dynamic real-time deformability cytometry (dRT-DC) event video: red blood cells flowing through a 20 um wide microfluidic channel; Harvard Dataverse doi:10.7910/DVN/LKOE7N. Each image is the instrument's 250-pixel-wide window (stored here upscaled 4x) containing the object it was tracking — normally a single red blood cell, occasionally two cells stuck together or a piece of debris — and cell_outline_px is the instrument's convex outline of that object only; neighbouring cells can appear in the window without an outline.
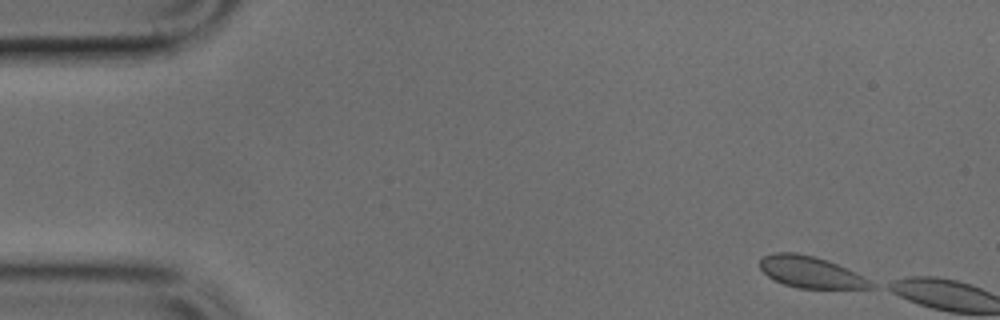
{"species": "common noctule bat (a hibernating species)", "species_latin": "Nyctalus noctula", "temperature_condition": "cold", "stored_images_in_passage": 2, "camera_frame_rate_fps": 3000, "um_per_image_px": 0.085, "animal": {"sex": "male", "body_mass_g": 17.9, "forearm_length_mm": 54.2}, "frame": {"image": 1, "passage_image": 1, "time_ms": 0.0, "image_size_px": [1000, 320], "cell_outline_px": [[876, 288], [800, 288], [784, 284], [768, 276], [760, 268], [760, 260], [764, 256], [776, 252], [796, 252], [816, 256], [828, 260], [856, 272], [864, 276], [876, 284]], "centroid_in_image_um": [68.95, 23.12], "position_along_channel_um": 16.0, "area_um2": 20.4}}